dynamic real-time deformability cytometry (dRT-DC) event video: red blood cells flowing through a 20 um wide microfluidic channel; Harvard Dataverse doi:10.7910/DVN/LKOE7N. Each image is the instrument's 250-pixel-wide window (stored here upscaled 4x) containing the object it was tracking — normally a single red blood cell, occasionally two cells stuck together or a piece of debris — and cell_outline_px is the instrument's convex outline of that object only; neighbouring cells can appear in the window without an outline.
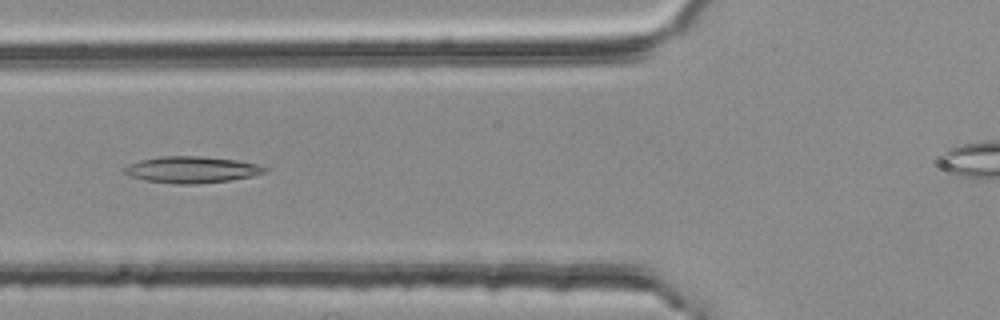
{"species": "common noctule bat (a hibernating species)", "species_latin": "Nyctalus noctula", "temperature_condition": "room temperature", "stored_images_in_passage": 6, "camera_frame_rate_fps": 3000, "um_per_image_px": 0.085, "animal": {"sex": "female", "body_mass_g": 25.1}, "frame": {"image": 1, "passage_image": 4, "time_ms": 1.0, "image_size_px": [1000, 320], "cell_outline_px": [[268, 168], [264, 172], [252, 176], [228, 180], [196, 184], [180, 184], [148, 180], [132, 176], [124, 172], [124, 168], [140, 160], [160, 156], [200, 156], [236, 160], [256, 164]], "centroid_in_image_um": [16.32, 14.41], "position_along_channel_um": 109.5, "area_um2": 21.15}}